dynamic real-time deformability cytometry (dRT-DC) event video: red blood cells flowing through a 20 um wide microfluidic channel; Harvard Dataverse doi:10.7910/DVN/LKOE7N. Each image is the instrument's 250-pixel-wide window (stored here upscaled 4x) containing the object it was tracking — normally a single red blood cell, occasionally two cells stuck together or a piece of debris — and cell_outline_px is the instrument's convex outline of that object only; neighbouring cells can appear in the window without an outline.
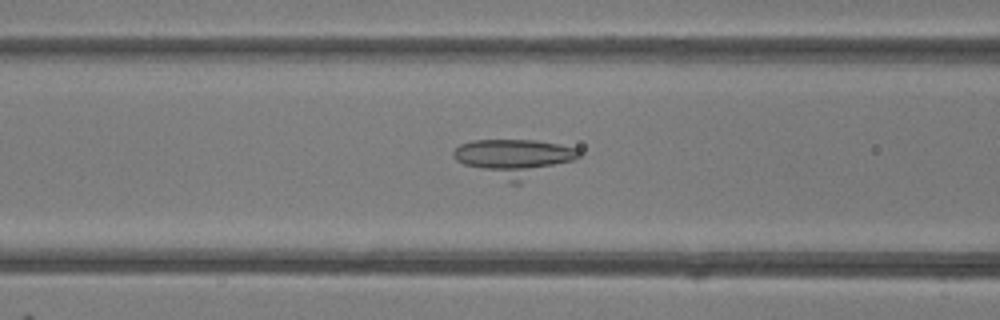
{"species": "common noctule bat (a hibernating species)", "species_latin": "Nyctalus noctula", "temperature_condition": "room temperature", "stored_images_in_passage": 36, "camera_frame_rate_fps": 3000, "um_per_image_px": 0.085, "animal": {"sex": "female"}, "frame": {"image": 1, "passage_image": 15, "time_ms": 4.667, "image_size_px": [1000, 320], "cell_outline_px": [[580, 156], [572, 160], [520, 184], [512, 184], [464, 164], [456, 160], [452, 156], [452, 152], [460, 144], [472, 140], [536, 140], [560, 144], [576, 148], [580, 152]], "centroid_in_image_um": [43.7, 13.42], "position_along_channel_um": 122.9, "area_um2": 27.22}}
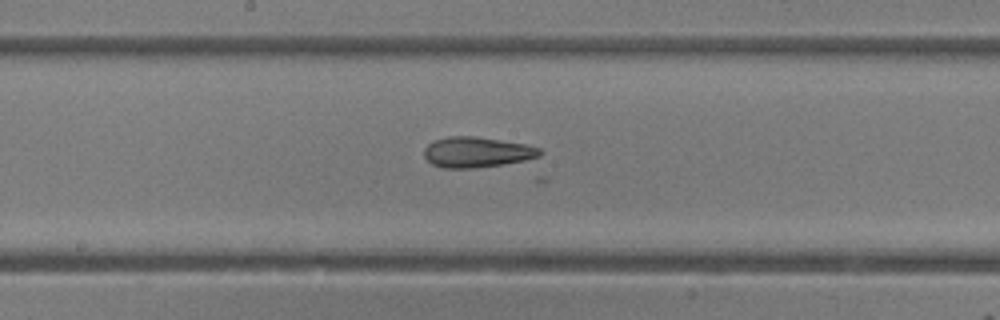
{"frame": {"image": 2, "passage_image": 21, "time_ms": 6.667, "image_size_px": [1000, 320], "cell_outline_px": [[544, 152], [540, 156], [524, 160], [504, 164], [476, 168], [444, 168], [432, 164], [424, 156], [424, 148], [428, 144], [436, 140], [448, 136], [476, 136], [528, 144], [540, 148]], "centroid_in_image_um": [40.56, 12.93], "position_along_channel_um": 207.6, "area_um2": 20.69}}
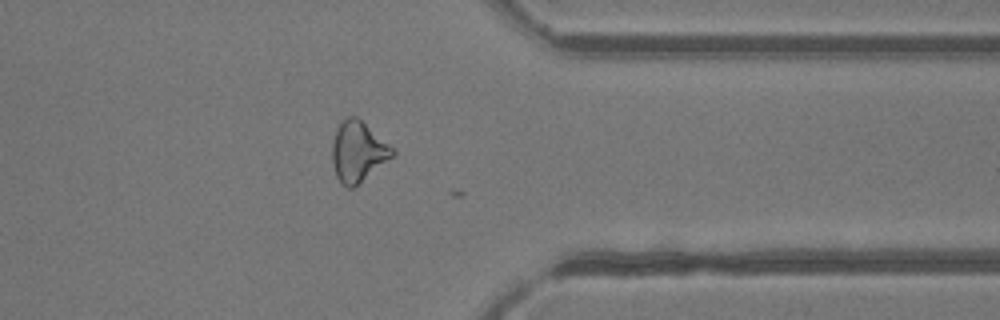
{"frame": {"image": 3, "passage_image": 34, "time_ms": 11.0, "image_size_px": [1000, 320], "cell_outline_px": [[396, 152], [392, 156], [352, 188], [348, 188], [340, 184], [336, 176], [332, 164], [332, 144], [336, 128], [348, 116], [356, 116], [396, 148]], "centroid_in_image_um": [30.42, 12.87], "position_along_channel_um": 381.0, "area_um2": 21.1}}